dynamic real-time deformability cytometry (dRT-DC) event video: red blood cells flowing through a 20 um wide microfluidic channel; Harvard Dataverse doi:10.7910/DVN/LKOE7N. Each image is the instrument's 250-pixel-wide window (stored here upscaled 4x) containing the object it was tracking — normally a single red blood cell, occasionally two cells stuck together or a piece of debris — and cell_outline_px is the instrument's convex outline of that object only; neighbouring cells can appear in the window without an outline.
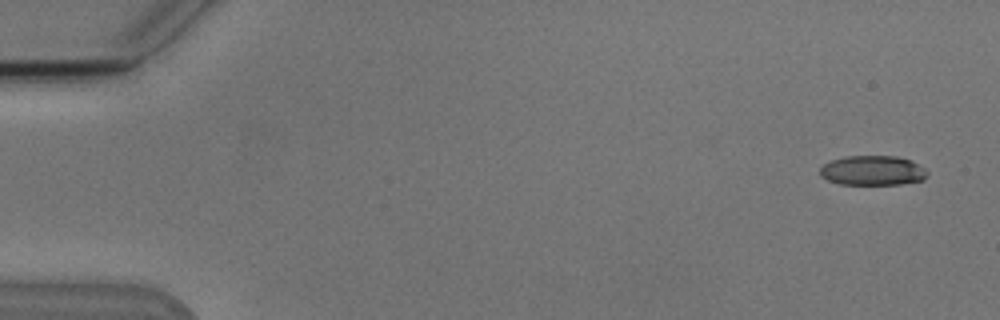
{"species": "Egyptian fruit bat (a non-hibernating species)", "species_latin": "Rousettus aegyptiacus", "temperature_condition": "cold", "stored_images_in_passage": 6, "camera_frame_rate_fps": 3000, "um_per_image_px": 0.085, "animal": {"sex": "male"}, "frame": {"image": 1, "passage_image": 1, "time_ms": 0.0, "image_size_px": [1000, 320], "cell_outline_px": [[928, 172], [924, 180], [900, 184], [840, 184], [828, 180], [820, 176], [820, 168], [824, 164], [832, 160], [848, 156], [896, 156], [912, 160], [924, 168]], "centroid_in_image_um": [74.19, 14.49], "position_along_channel_um": 10.8, "area_um2": 18.55}}
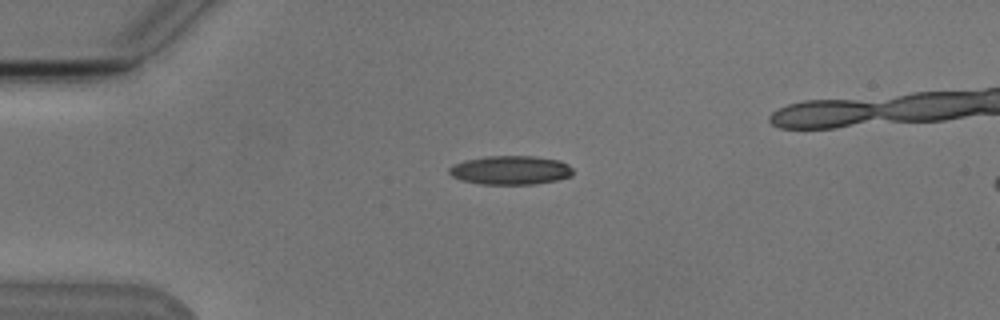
{"frame": {"image": 2, "passage_image": 4, "time_ms": 3.667, "image_size_px": [1000, 320], "cell_outline_px": [[572, 176], [556, 180], [532, 184], [480, 184], [460, 180], [452, 176], [448, 172], [448, 168], [452, 164], [464, 160], [488, 156], [536, 156], [560, 160], [568, 164], [572, 168]], "centroid_in_image_um": [43.37, 14.46], "position_along_channel_um": 41.6, "area_um2": 20.98}}